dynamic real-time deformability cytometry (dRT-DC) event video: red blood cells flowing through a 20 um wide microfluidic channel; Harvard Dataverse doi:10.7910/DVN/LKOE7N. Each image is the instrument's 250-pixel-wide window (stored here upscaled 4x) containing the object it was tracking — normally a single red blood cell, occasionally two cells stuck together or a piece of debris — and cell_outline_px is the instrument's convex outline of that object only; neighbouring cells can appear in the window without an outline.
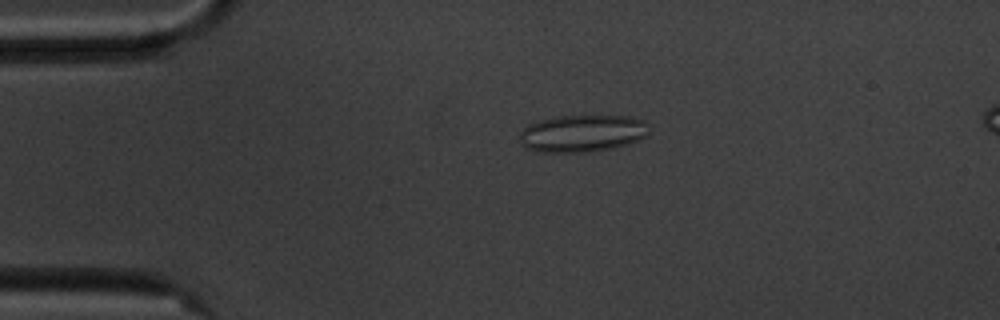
{"species": "common noctule bat (a hibernating species)", "species_latin": "Nyctalus noctula", "temperature_condition": "cold", "stored_images_in_passage": 48, "camera_frame_rate_fps": 3000, "um_per_image_px": 0.085, "animal": {"sex": "male", "body_mass_g": 20.1, "forearm_length_mm": 53.5}, "frame": {"image": 1, "passage_image": 4, "time_ms": 1.0, "image_size_px": [1000, 320], "cell_outline_px": [[648, 132], [644, 136], [628, 144], [608, 148], [580, 152], [540, 152], [528, 148], [520, 144], [520, 132], [528, 124], [540, 120], [560, 116], [628, 116], [644, 120]], "centroid_in_image_um": [49.44, 11.33], "position_along_channel_um": 35.6, "area_um2": 27.57}}
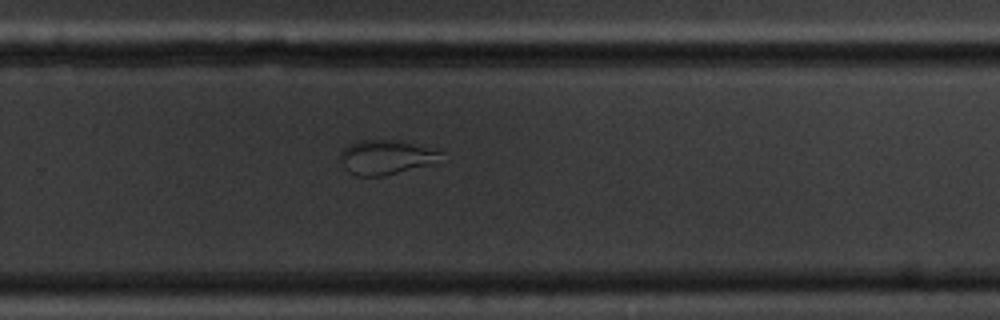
{"frame": {"image": 2, "passage_image": 29, "time_ms": 9.333, "image_size_px": [1000, 320], "cell_outline_px": [[444, 152], [428, 164], [384, 176], [356, 176], [348, 172], [344, 168], [340, 160], [340, 152], [348, 144], [356, 140], [388, 140], [408, 144]], "centroid_in_image_um": [32.64, 13.38], "position_along_channel_um": 297.2, "area_um2": 19.48}}
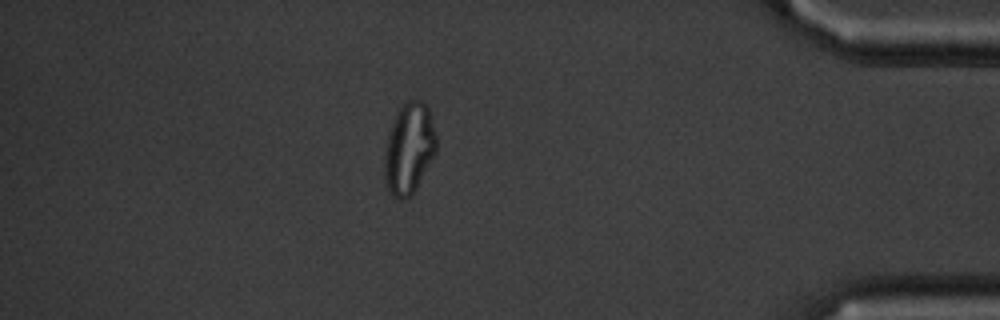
{"frame": {"image": 3, "passage_image": 41, "time_ms": 13.333, "image_size_px": [1000, 320], "cell_outline_px": [[436, 152], [412, 196], [404, 200], [400, 200], [392, 196], [388, 192], [384, 180], [384, 156], [388, 136], [392, 124], [400, 104], [408, 100], [420, 100], [428, 108], [432, 116], [436, 136]], "centroid_in_image_um": [34.76, 12.66], "position_along_channel_um": 400.4, "area_um2": 27.8}}